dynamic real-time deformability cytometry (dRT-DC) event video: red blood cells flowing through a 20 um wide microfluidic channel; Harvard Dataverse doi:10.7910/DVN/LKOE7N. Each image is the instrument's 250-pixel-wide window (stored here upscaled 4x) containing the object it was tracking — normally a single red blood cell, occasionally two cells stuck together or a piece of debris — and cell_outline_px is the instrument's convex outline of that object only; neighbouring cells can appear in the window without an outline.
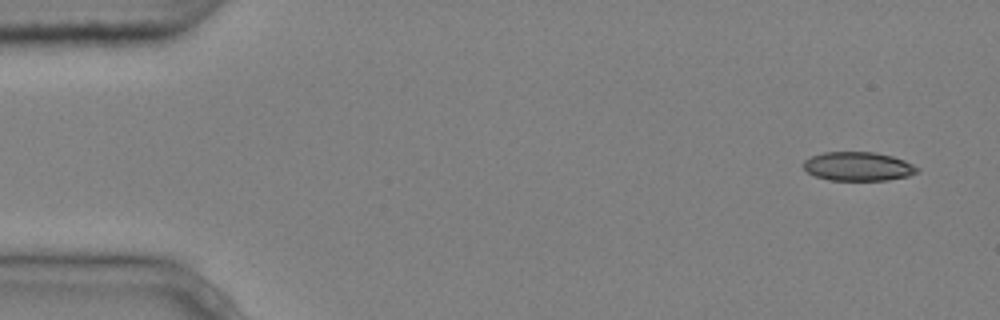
{"species": "common noctule bat (a hibernating species)", "species_latin": "Nyctalus noctula", "temperature_condition": "cold", "stored_images_in_passage": 7, "camera_frame_rate_fps": 3000, "um_per_image_px": 0.085, "animal": {"sex": "male", "body_mass_g": 20.4}, "frame": {"image": 1, "passage_image": 1, "time_ms": 0.0, "image_size_px": [1000, 320], "cell_outline_px": [[920, 172], [908, 176], [888, 180], [828, 180], [816, 176], [808, 172], [804, 168], [804, 160], [812, 156], [824, 152], [872, 152], [892, 156], [904, 160], [920, 168]], "centroid_in_image_um": [72.97, 14.15], "position_along_channel_um": 12.0, "area_um2": 19.13}}
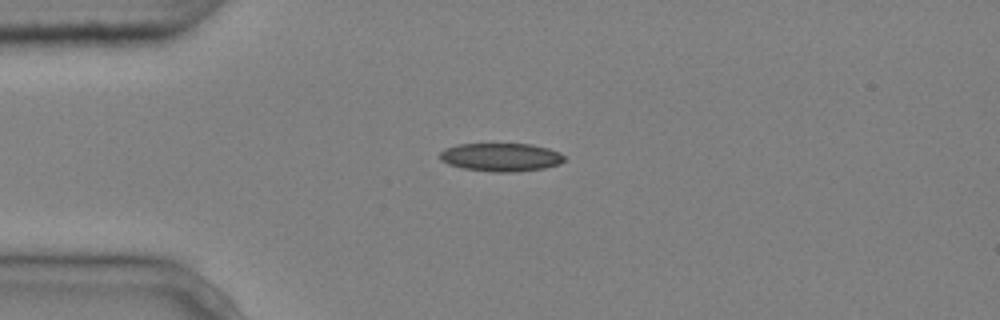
{"frame": {"image": 2, "passage_image": 3, "time_ms": 0.667, "image_size_px": [1000, 320], "cell_outline_px": [[564, 160], [560, 164], [544, 168], [516, 172], [492, 172], [464, 168], [448, 164], [440, 160], [440, 152], [456, 144], [532, 144], [548, 148], [560, 152], [564, 156]], "centroid_in_image_um": [42.6, 13.36], "position_along_channel_um": 42.4, "area_um2": 20.52}}